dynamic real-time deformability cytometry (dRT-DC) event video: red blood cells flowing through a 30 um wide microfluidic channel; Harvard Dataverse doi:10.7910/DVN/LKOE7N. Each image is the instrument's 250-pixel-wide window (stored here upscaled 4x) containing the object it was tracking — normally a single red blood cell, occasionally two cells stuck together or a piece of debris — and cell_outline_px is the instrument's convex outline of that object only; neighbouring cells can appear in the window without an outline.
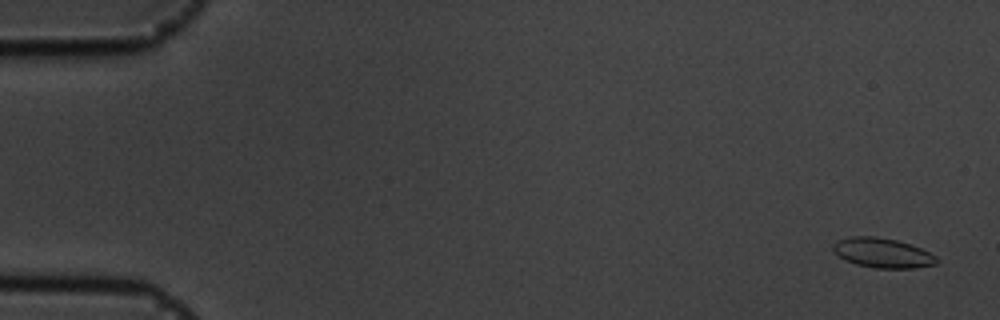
{"species": "common noctule bat (a hibernating species)", "species_latin": "Nyctalus noctula", "temperature_condition": "cold", "stored_images_in_passage": 58, "camera_frame_rate_fps": 3000, "um_per_image_px": 0.085, "animal": {"sex": "male", "body_mass_g": 19.5, "forearm_length_mm": 54.6}, "frame": {"image": 1, "passage_image": 3, "time_ms": 0.667, "image_size_px": [1000, 320], "cell_outline_px": [[940, 260], [936, 264], [912, 268], [876, 268], [856, 264], [844, 260], [832, 248], [832, 244], [836, 240], [852, 236], [876, 236], [896, 240], [912, 244], [936, 256]], "centroid_in_image_um": [75.01, 21.49], "position_along_channel_um": 10.0, "area_um2": 17.98}}
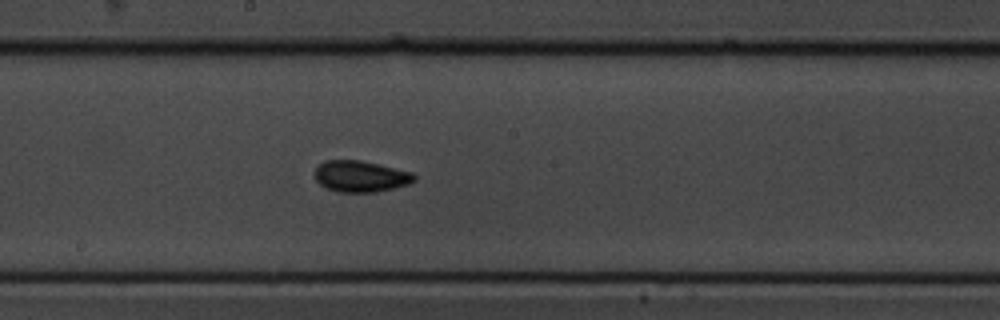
{"frame": {"image": 2, "passage_image": 32, "time_ms": 10.333, "image_size_px": [1000, 320], "cell_outline_px": [[416, 180], [408, 184], [396, 188], [376, 192], [340, 192], [324, 188], [316, 180], [316, 164], [324, 160], [360, 160], [412, 172], [416, 176]], "centroid_in_image_um": [30.64, 14.99], "position_along_channel_um": 217.6, "area_um2": 18.26}}
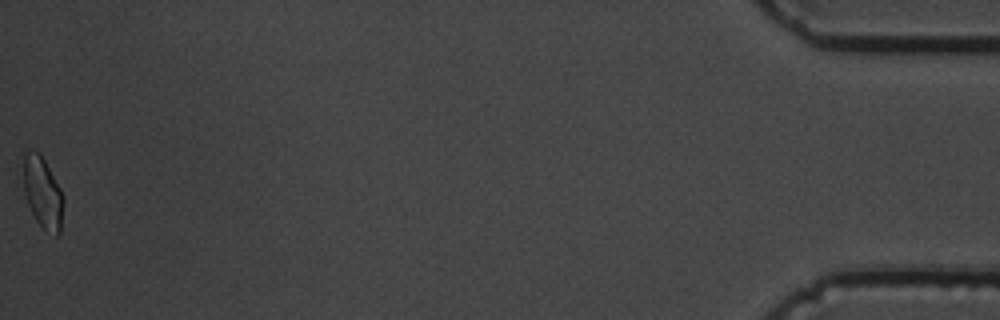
{"frame": {"image": 3, "passage_image": 58, "time_ms": 19.0, "image_size_px": [1000, 320], "cell_outline_px": [[64, 200], [60, 232], [56, 236], [44, 228], [36, 220], [28, 204], [24, 192], [20, 152], [28, 148], [40, 152], [60, 188], [64, 196]], "centroid_in_image_um": [3.57, 16.24], "position_along_channel_um": 431.6, "area_um2": 17.22}, "authors_computed_cell_mechanics": {"area_um2": 17.2533, "velocity_mm_per_s": 3.5473, "shape_relaxation_time_tau1_ms": 2.3566, "shape_relaxation_time_tau2_ms": 1.8998, "deformation_change_tau1": 0.0921, "deformation_change_tau2": 0.0678}}